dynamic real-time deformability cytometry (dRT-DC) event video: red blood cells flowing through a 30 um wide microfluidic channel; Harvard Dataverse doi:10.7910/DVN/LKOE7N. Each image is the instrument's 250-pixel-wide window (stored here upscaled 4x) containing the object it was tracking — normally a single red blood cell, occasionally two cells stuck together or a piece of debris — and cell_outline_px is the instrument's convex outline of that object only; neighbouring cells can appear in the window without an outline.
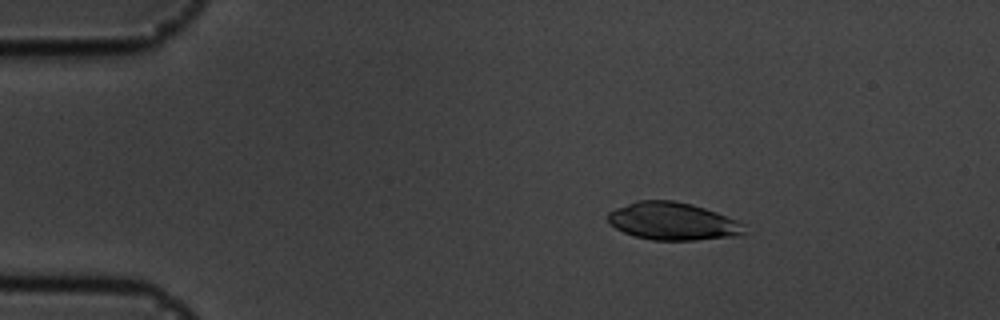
{"species": "common noctule bat (a hibernating species)", "species_latin": "Nyctalus noctula", "temperature_condition": "cold", "stored_images_in_passage": 55, "camera_frame_rate_fps": 3000, "um_per_image_px": 0.085, "animal": {"sex": "male", "body_mass_g": 19.5, "forearm_length_mm": 54.6}, "frame": {"image": 1, "passage_image": 9, "time_ms": 2.667, "image_size_px": [1000, 320], "cell_outline_px": [[744, 232], [736, 236], [696, 240], [652, 240], [636, 236], [624, 232], [608, 224], [608, 212], [616, 208], [636, 200], [672, 200], [692, 204], [716, 212], [736, 220], [744, 224]], "centroid_in_image_um": [57.15, 18.8], "position_along_channel_um": 27.8, "area_um2": 29.82}}
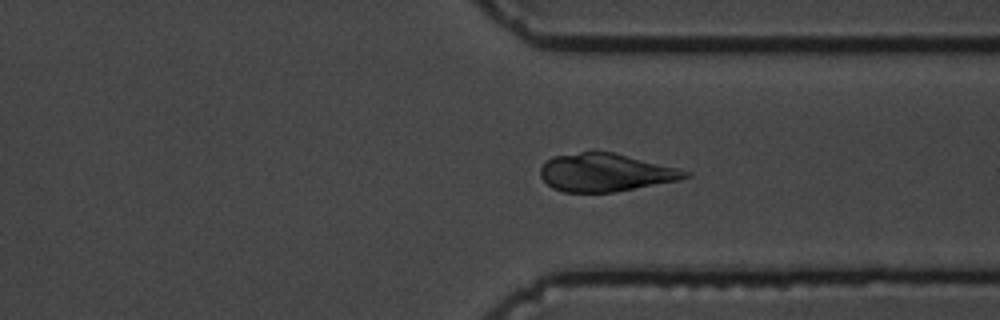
{"frame": {"image": 2, "passage_image": 42, "time_ms": 13.667, "image_size_px": [1000, 320], "cell_outline_px": [[692, 176], [680, 180], [612, 192], [564, 192], [552, 188], [540, 176], [540, 168], [552, 156], [580, 152], [612, 152], [692, 172]], "centroid_in_image_um": [51.46, 14.67], "position_along_channel_um": 359.9, "area_um2": 31.67}}
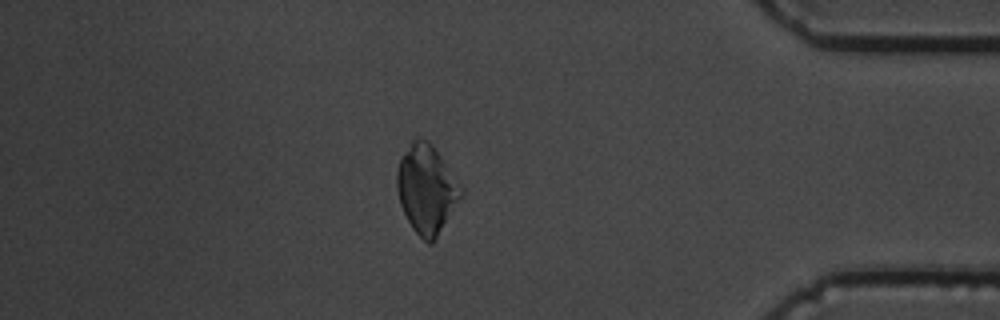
{"frame": {"image": 3, "passage_image": 48, "time_ms": 15.667, "image_size_px": [1000, 320], "cell_outline_px": [[464, 192], [432, 244], [428, 244], [412, 228], [400, 204], [396, 188], [396, 172], [400, 160], [412, 140], [428, 140], [432, 144], [464, 188]], "centroid_in_image_um": [36.26, 16.08], "position_along_channel_um": 398.9, "area_um2": 32.66}}